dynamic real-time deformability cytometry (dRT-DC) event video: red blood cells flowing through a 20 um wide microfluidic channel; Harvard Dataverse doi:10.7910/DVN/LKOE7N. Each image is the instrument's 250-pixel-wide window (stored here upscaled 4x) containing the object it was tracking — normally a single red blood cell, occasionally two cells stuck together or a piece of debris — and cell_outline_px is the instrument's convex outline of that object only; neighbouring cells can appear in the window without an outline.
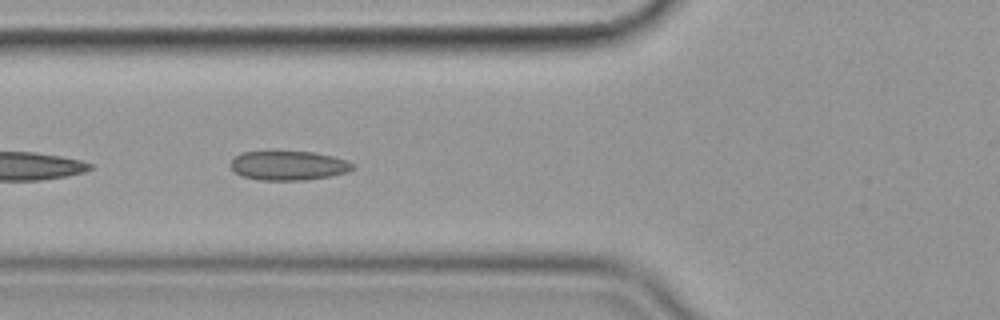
{"species": "common noctule bat (a hibernating species)", "species_latin": "Nyctalus noctula", "temperature_condition": "cold", "stored_images_in_passage": 26, "camera_frame_rate_fps": 3000, "um_per_image_px": 0.085, "animal": {"sex": "female", "body_mass_g": 19.9}, "frame": {"image": 1, "passage_image": 5, "time_ms": 1.333, "image_size_px": [1000, 320], "cell_outline_px": [[352, 168], [348, 172], [328, 176], [304, 180], [260, 180], [244, 176], [236, 172], [232, 168], [232, 160], [240, 152], [268, 148], [312, 152], [332, 156], [348, 160], [352, 164]], "centroid_in_image_um": [24.47, 14.01], "position_along_channel_um": 101.3, "area_um2": 21.44}}